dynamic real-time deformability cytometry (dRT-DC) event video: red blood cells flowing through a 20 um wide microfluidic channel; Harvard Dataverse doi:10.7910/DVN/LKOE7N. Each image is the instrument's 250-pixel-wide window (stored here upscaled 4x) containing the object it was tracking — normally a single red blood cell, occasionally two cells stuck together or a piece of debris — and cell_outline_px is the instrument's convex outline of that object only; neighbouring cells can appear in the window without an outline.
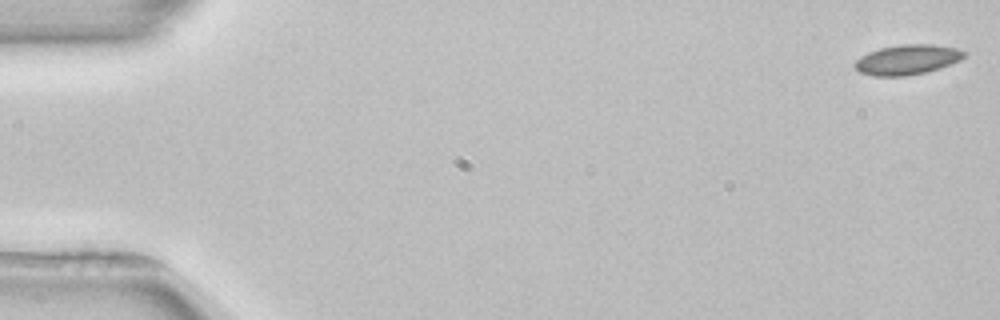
{"species": "common noctule bat (a hibernating species)", "species_latin": "Nyctalus noctula", "temperature_condition": "room temperature", "stored_images_in_passage": 53, "camera_frame_rate_fps": 3000, "um_per_image_px": 0.085, "animal": {"sex": "female", "body_mass_g": 22.7, "forearm_length_mm": 54.2}, "frame": {"image": 1, "passage_image": 1, "time_ms": 0.0, "image_size_px": [1000, 320], "cell_outline_px": [[968, 56], [960, 60], [940, 68], [924, 72], [904, 76], [872, 76], [860, 72], [852, 64], [856, 60], [868, 52], [880, 48], [900, 44], [932, 44], [956, 48], [968, 52]], "centroid_in_image_um": [77.14, 5.06], "position_along_channel_um": 7.9, "area_um2": 19.19}}
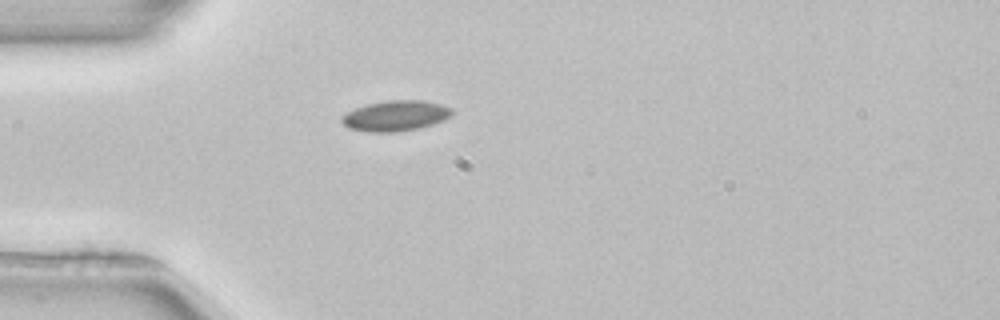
{"frame": {"image": 2, "passage_image": 15, "time_ms": 4.667, "image_size_px": [1000, 320], "cell_outline_px": [[452, 116], [432, 124], [420, 128], [396, 132], [368, 132], [348, 128], [340, 120], [340, 116], [356, 108], [368, 104], [384, 100], [420, 100], [440, 104], [452, 108]], "centroid_in_image_um": [33.6, 9.84], "position_along_channel_um": 51.4, "area_um2": 19.59}}
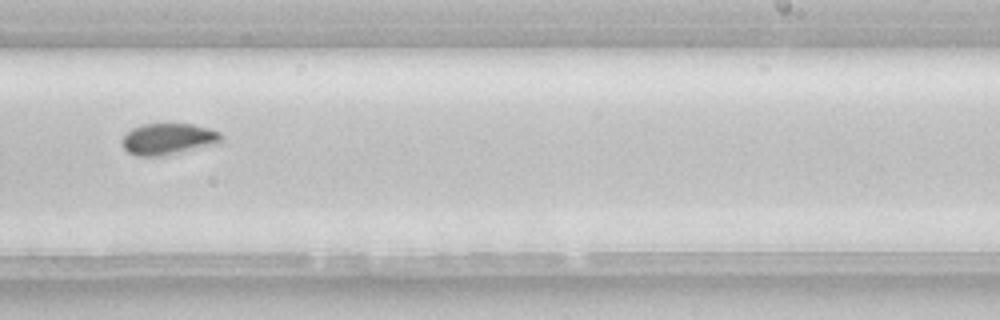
{"frame": {"image": 3, "passage_image": 33, "time_ms": 10.667, "image_size_px": [1000, 320], "cell_outline_px": [[224, 136], [220, 144], [164, 156], [136, 156], [128, 152], [120, 144], [120, 140], [132, 128], [140, 124], [192, 124], [208, 128], [220, 132]], "centroid_in_image_um": [14.32, 11.83], "position_along_channel_um": 274.7, "area_um2": 18.55}, "authors_computed_cell_mechanics": {"area_um2": 18.5538, "velocity_mm_per_s": 3.9134, "shape_relaxation_time_tau1_ms": 4.0864, "shape_relaxation_time_tau2_ms": null, "deformation_change_tau1": 0.0795, "deformation_change_tau2": null}}